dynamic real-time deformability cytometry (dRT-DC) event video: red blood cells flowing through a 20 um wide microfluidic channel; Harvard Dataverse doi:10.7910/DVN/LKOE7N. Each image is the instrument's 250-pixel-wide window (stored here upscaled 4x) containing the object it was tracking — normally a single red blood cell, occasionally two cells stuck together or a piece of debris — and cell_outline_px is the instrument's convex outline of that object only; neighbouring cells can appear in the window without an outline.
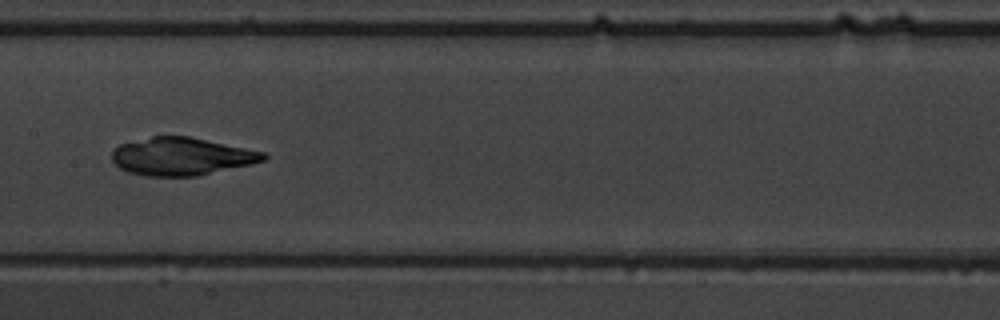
{"species": "common noctule bat (a hibernating species)", "species_latin": "Nyctalus noctula", "temperature_condition": "warm", "stored_images_in_passage": 7, "camera_frame_rate_fps": 3000, "um_per_image_px": 0.085, "animal": {"sex": "male", "body_mass_g": 19.5, "forearm_length_mm": 54.6}, "frame": {"image": 1, "passage_image": 7, "time_ms": 7.667, "image_size_px": [1000, 320], "cell_outline_px": [[268, 156], [264, 160], [252, 164], [196, 176], [148, 176], [128, 172], [120, 168], [112, 160], [112, 148], [120, 144], [152, 136], [188, 136], [264, 152]], "centroid_in_image_um": [15.4, 13.3], "position_along_channel_um": 192.0, "area_um2": 33.18}}